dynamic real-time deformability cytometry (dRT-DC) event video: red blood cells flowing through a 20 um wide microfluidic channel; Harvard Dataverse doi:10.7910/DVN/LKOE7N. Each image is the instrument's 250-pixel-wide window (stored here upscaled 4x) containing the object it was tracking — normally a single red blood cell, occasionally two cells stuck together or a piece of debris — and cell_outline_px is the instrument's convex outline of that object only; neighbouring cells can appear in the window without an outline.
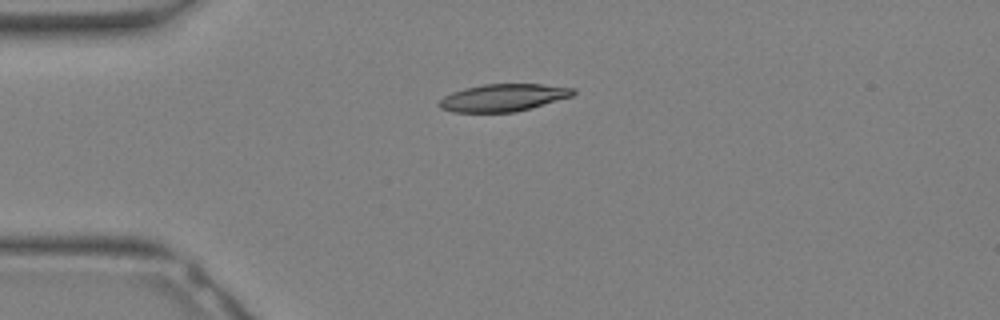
{"species": "Egyptian fruit bat (a non-hibernating species)", "species_latin": "Rousettus aegyptiacus", "temperature_condition": "warm", "stored_images_in_passage": 25, "camera_frame_rate_fps": 3000, "um_per_image_px": 0.085, "animal": {"sex": "female"}, "frame": {"image": 1, "passage_image": 1, "time_ms": 0.0, "image_size_px": [1000, 320], "cell_outline_px": [[576, 92], [572, 96], [532, 108], [516, 112], [452, 112], [440, 108], [436, 104], [444, 96], [452, 92], [464, 88], [484, 84], [540, 84], [576, 88]], "centroid_in_image_um": [42.77, 8.3], "position_along_channel_um": 42.2, "area_um2": 21.5}}
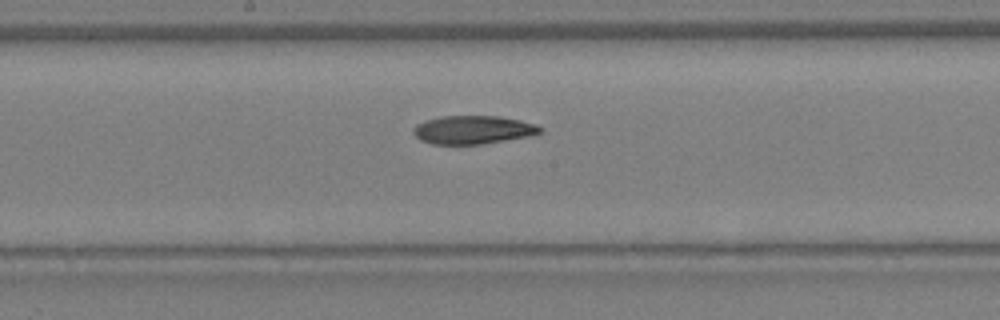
{"frame": {"image": 2, "passage_image": 10, "time_ms": 3.0, "image_size_px": [1000, 320], "cell_outline_px": [[544, 128], [540, 132], [528, 136], [480, 144], [432, 144], [420, 140], [412, 132], [416, 124], [424, 120], [444, 116], [500, 116], [520, 120], [536, 124]], "centroid_in_image_um": [40.19, 11.02], "position_along_channel_um": 208.0, "area_um2": 20.87}}
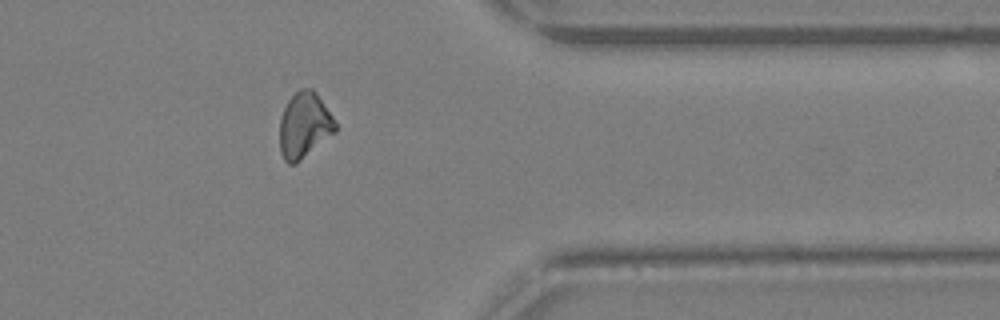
{"frame": {"image": 3, "passage_image": 19, "time_ms": 6.0, "image_size_px": [1000, 320], "cell_outline_px": [[336, 132], [296, 164], [288, 164], [284, 160], [280, 152], [280, 116], [288, 100], [300, 88], [312, 88], [316, 92], [332, 116], [336, 124]], "centroid_in_image_um": [25.86, 10.66], "position_along_channel_um": 385.5, "area_um2": 21.33}}